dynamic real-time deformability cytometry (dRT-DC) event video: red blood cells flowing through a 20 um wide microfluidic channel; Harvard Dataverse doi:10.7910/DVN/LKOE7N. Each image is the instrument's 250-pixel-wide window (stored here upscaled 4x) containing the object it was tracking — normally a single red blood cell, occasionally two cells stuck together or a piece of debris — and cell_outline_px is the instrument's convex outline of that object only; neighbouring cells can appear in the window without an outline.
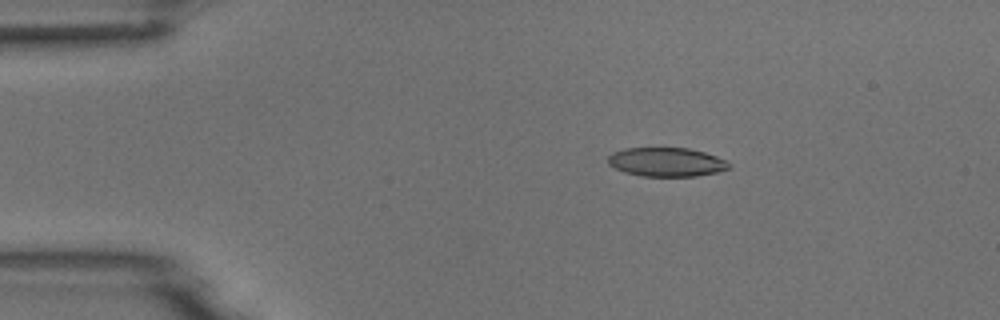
{"species": "common noctule bat (a hibernating species)", "species_latin": "Nyctalus noctula", "temperature_condition": "room temperature", "stored_images_in_passage": 4, "camera_frame_rate_fps": 3000, "um_per_image_px": 0.085, "animal": {"sex": "male", "body_mass_g": 18.8}, "frame": {"image": 1, "passage_image": 2, "time_ms": 1.333, "image_size_px": [1000, 320], "cell_outline_px": [[732, 164], [728, 168], [716, 172], [696, 176], [640, 176], [624, 172], [608, 164], [608, 156], [612, 152], [624, 148], [688, 148], [704, 152], [716, 156]], "centroid_in_image_um": [56.62, 13.77], "position_along_channel_um": 28.4, "area_um2": 20.35}}